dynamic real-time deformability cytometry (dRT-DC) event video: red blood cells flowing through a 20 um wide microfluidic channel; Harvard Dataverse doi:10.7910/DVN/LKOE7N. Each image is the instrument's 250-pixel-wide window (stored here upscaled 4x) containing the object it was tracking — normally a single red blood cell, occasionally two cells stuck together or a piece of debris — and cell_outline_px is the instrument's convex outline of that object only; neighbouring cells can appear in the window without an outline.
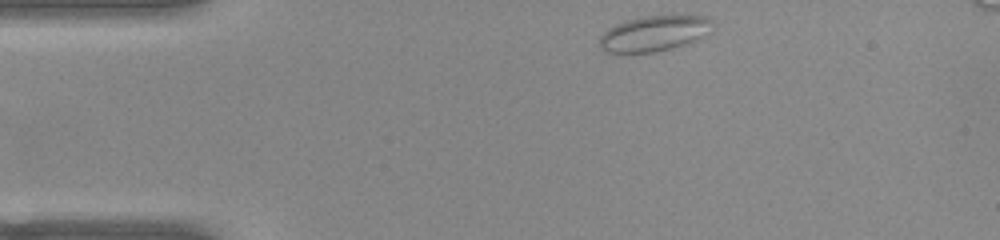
{"species": "common noctule bat (a hibernating species)", "species_latin": "Nyctalus noctula", "temperature_condition": "warm", "stored_images_in_passage": 44, "camera_frame_rate_fps": 3000, "um_per_image_px": 0.085, "animal": {"sex": "female", "body_mass_g": 22.0, "forearm_length_mm": 56.7}, "frame": {"image": 1, "passage_image": 1, "time_ms": 0.0, "image_size_px": [1000, 240], "cell_outline_px": [[712, 20], [700, 36], [696, 40], [672, 48], [656, 52], [608, 52], [600, 48], [600, 36], [608, 28], [616, 24], [640, 16], [676, 12], [680, 12], [708, 16]], "centroid_in_image_um": [55.59, 2.77], "position_along_channel_um": 29.4, "area_um2": 23.7}}
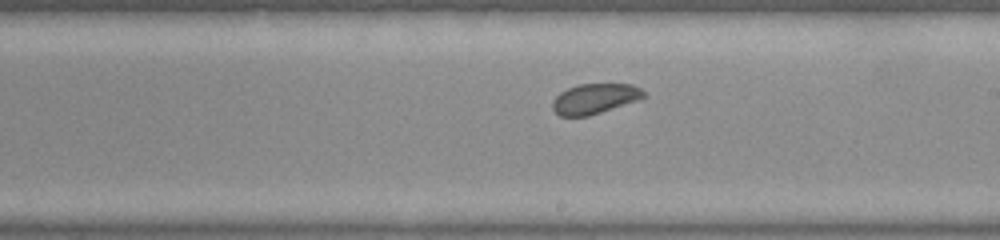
{"frame": {"image": 2, "passage_image": 21, "time_ms": 6.667, "image_size_px": [1000, 240], "cell_outline_px": [[648, 96], [640, 100], [588, 116], [560, 116], [552, 108], [552, 100], [560, 92], [568, 88], [580, 84], [632, 84], [640, 88]], "centroid_in_image_um": [50.58, 8.39], "position_along_channel_um": 238.4, "area_um2": 16.13}}
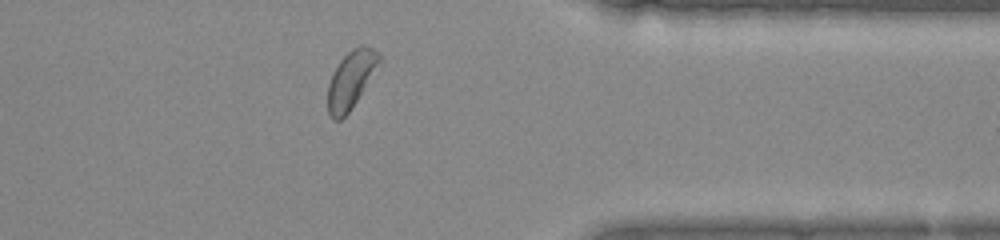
{"frame": {"image": 3, "passage_image": 33, "time_ms": 10.667, "image_size_px": [1000, 240], "cell_outline_px": [[380, 60], [356, 100], [348, 112], [340, 120], [332, 120], [328, 112], [328, 84], [332, 72], [340, 60], [352, 48], [360, 44], [364, 44], [380, 52]], "centroid_in_image_um": [29.79, 6.73], "position_along_channel_um": 381.6, "area_um2": 16.76}}